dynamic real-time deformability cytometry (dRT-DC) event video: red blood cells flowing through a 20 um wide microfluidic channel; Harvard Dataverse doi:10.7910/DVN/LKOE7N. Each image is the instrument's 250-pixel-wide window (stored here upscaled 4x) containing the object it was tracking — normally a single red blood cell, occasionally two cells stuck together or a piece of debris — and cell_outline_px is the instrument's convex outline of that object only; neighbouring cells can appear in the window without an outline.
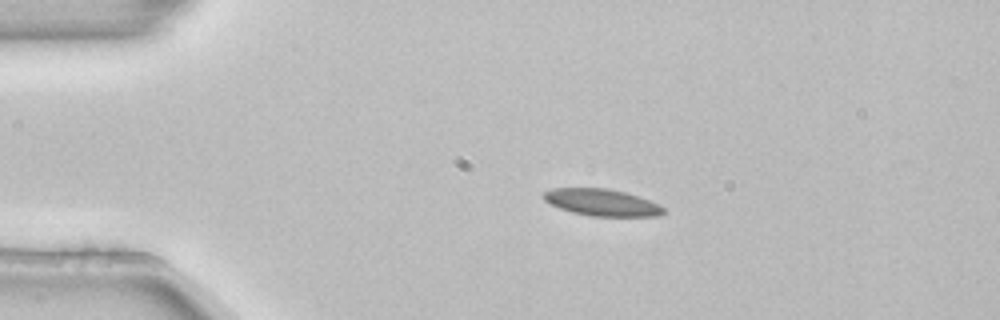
{"species": "common noctule bat (a hibernating species)", "species_latin": "Nyctalus noctula", "temperature_condition": "room temperature", "stored_images_in_passage": 4, "camera_frame_rate_fps": 3000, "um_per_image_px": 0.085, "animal": {"sex": "female", "body_mass_g": 22.7, "forearm_length_mm": 54.2}, "frame": {"image": 1, "passage_image": 3, "time_ms": 0.667, "image_size_px": [1000, 320], "cell_outline_px": [[664, 212], [660, 216], [592, 216], [572, 212], [560, 208], [544, 200], [544, 192], [552, 188], [608, 188], [624, 192], [648, 200], [664, 208]], "centroid_in_image_um": [51.14, 17.21], "position_along_channel_um": 33.9, "area_um2": 18.44}}
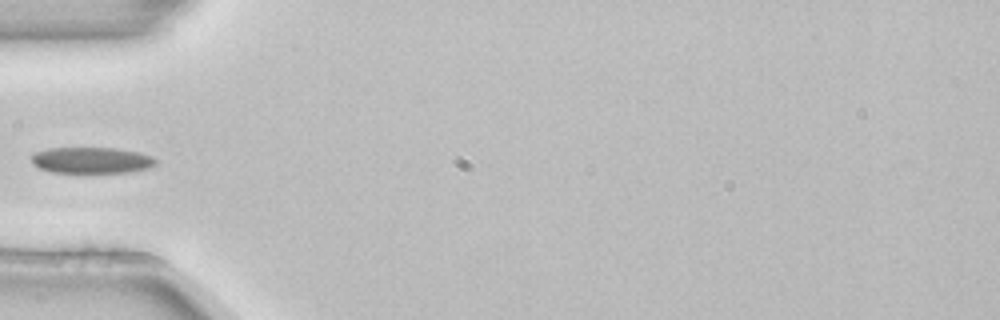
{"frame": {"image": 2, "passage_image": 4, "time_ms": 1.0, "image_size_px": [1000, 320], "cell_outline_px": [[156, 164], [152, 168], [128, 172], [52, 172], [40, 168], [32, 164], [32, 156], [36, 152], [48, 148], [116, 148], [140, 152], [152, 156], [156, 160]], "centroid_in_image_um": [7.82, 13.62], "position_along_channel_um": 77.2, "area_um2": 18.96}}